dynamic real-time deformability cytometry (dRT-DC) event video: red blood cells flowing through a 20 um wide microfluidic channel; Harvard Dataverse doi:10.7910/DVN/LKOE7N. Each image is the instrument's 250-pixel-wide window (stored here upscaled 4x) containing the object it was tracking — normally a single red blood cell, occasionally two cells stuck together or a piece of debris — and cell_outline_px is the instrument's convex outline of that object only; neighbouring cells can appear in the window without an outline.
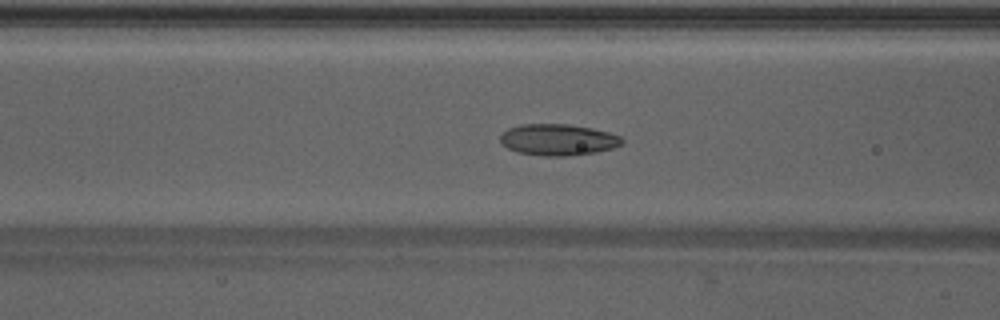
{"species": "Egyptian fruit bat (a non-hibernating species)", "species_latin": "Rousettus aegyptiacus", "temperature_condition": "warm", "stored_images_in_passage": 48, "camera_frame_rate_fps": 3000, "um_per_image_px": 0.085, "animal": {"sex": "male"}, "frame": {"image": 1, "passage_image": 19, "time_ms": 6.0, "image_size_px": [1000, 320], "cell_outline_px": [[624, 140], [620, 144], [612, 148], [596, 152], [568, 156], [544, 156], [516, 152], [500, 144], [500, 136], [508, 128], [520, 124], [568, 124], [592, 128], [608, 132], [620, 136]], "centroid_in_image_um": [47.4, 11.88], "position_along_channel_um": 119.2, "area_um2": 22.31}}
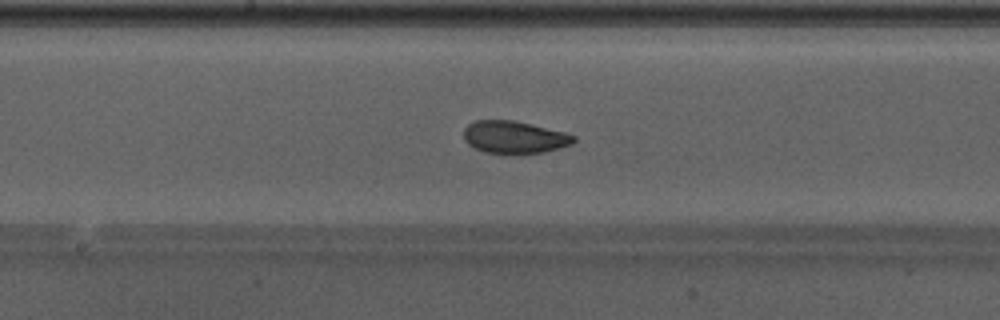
{"frame": {"image": 2, "passage_image": 25, "time_ms": 8.0, "image_size_px": [1000, 320], "cell_outline_px": [[576, 140], [572, 144], [560, 148], [544, 152], [484, 152], [468, 144], [464, 140], [464, 128], [468, 124], [476, 120], [512, 120], [564, 132], [576, 136]], "centroid_in_image_um": [43.71, 11.64], "position_along_channel_um": 204.5, "area_um2": 20.35}}
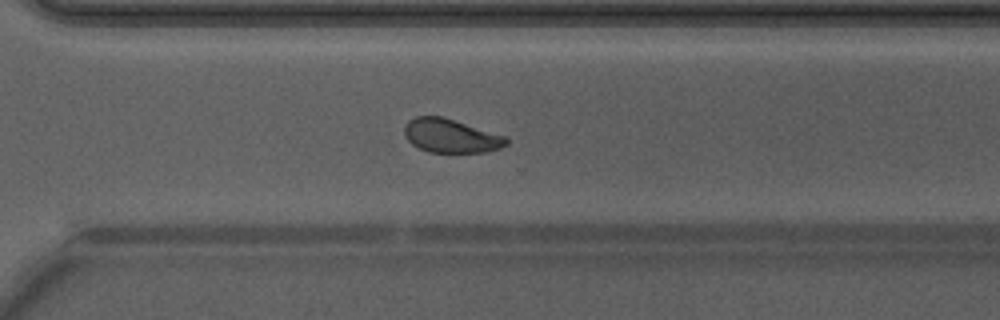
{"frame": {"image": 3, "passage_image": 34, "time_ms": 11.0, "image_size_px": [1000, 320], "cell_outline_px": [[508, 144], [500, 148], [488, 152], [428, 152], [412, 144], [404, 136], [404, 124], [408, 120], [416, 116], [444, 116], [508, 136]], "centroid_in_image_um": [38.34, 11.53], "position_along_channel_um": 332.3, "area_um2": 20.46}, "authors_computed_cell_mechanics": {"area_um2": 21.4727, "velocity_mm_per_s": 4.2754, "shape_relaxation_time_tau1_ms": 8.007, "shape_relaxation_time_tau2_ms": 1.443, "deformation_change_tau1": 0.1516, "deformation_change_tau2": 0.0699}}